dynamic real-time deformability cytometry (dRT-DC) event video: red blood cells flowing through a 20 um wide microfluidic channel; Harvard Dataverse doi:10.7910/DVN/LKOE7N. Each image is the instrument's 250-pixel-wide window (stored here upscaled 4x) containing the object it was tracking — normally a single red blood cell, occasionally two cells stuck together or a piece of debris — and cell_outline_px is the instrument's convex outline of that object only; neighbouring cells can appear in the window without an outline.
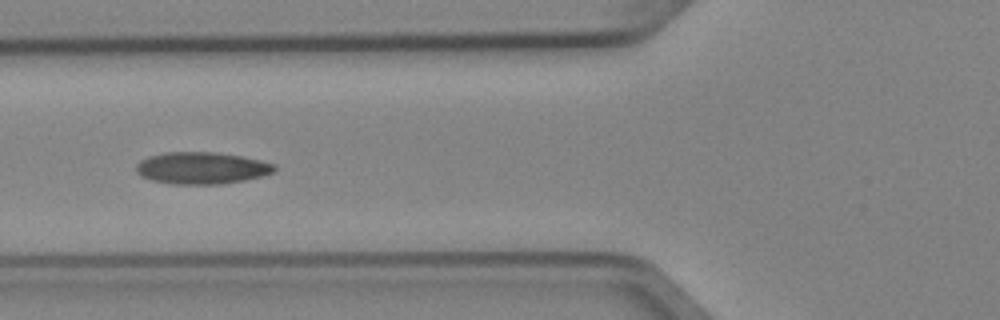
{"species": "Egyptian fruit bat (a non-hibernating species)", "species_latin": "Rousettus aegyptiacus", "temperature_condition": "cold", "stored_images_in_passage": 3, "camera_frame_rate_fps": 3000, "um_per_image_px": 0.085, "animal": {"sex": "female"}, "frame": {"image": 1, "passage_image": 3, "time_ms": 0.667, "image_size_px": [1000, 320], "cell_outline_px": [[276, 168], [272, 172], [260, 176], [244, 180], [220, 184], [172, 184], [152, 180], [140, 176], [136, 172], [136, 164], [140, 160], [148, 156], [164, 152], [216, 152], [240, 156], [260, 160], [276, 164]], "centroid_in_image_um": [17.1, 14.28], "position_along_channel_um": 108.7, "area_um2": 25.72}}